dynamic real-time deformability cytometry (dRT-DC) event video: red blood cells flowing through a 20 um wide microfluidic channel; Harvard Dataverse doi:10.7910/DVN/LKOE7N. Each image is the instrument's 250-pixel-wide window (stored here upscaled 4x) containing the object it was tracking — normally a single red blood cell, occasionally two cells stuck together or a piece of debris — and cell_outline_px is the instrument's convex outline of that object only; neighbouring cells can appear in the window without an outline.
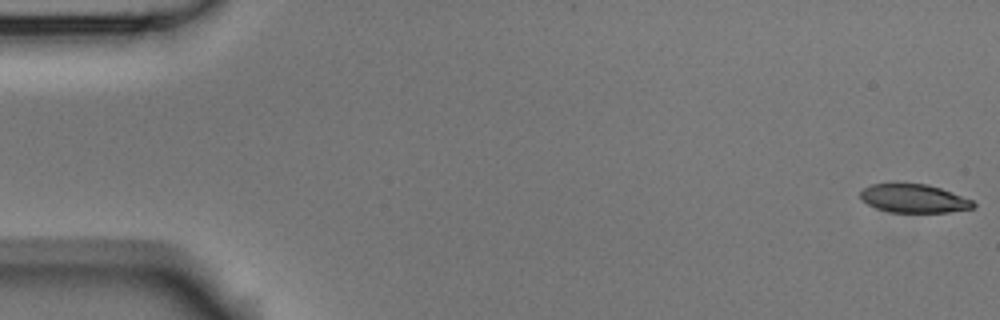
{"species": "Egyptian fruit bat (a non-hibernating species)", "species_latin": "Rousettus aegyptiacus", "temperature_condition": "room temperature", "stored_images_in_passage": 5, "camera_frame_rate_fps": 3000, "um_per_image_px": 0.085, "animal": {"sex": "male"}, "frame": {"image": 1, "passage_image": 1, "time_ms": 0.0, "image_size_px": [1000, 320], "cell_outline_px": [[976, 204], [972, 208], [948, 212], [892, 212], [876, 208], [868, 204], [860, 196], [860, 192], [864, 188], [872, 184], [928, 184], [940, 188], [972, 200]], "centroid_in_image_um": [77.68, 16.87], "position_along_channel_um": 7.3, "area_um2": 18.38}}
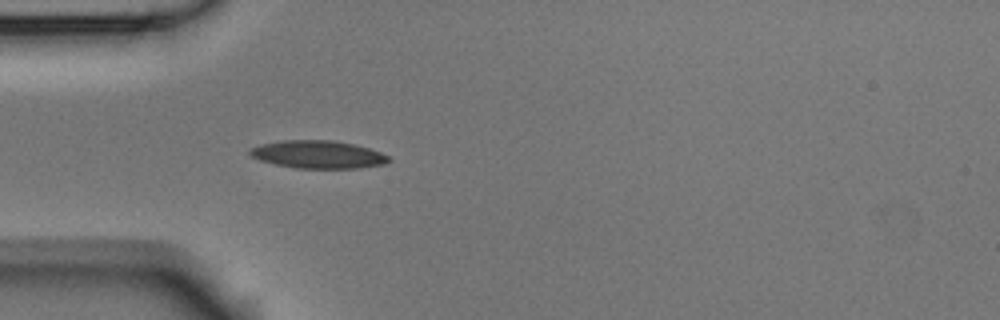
{"frame": {"image": 2, "passage_image": 5, "time_ms": 1.333, "image_size_px": [1000, 320], "cell_outline_px": [[392, 160], [384, 164], [360, 168], [296, 168], [276, 164], [260, 160], [248, 156], [248, 148], [260, 144], [284, 140], [332, 140], [352, 144], [368, 148], [380, 152], [388, 156]], "centroid_in_image_um": [26.99, 13.13], "position_along_channel_um": 58.0, "area_um2": 22.54}}